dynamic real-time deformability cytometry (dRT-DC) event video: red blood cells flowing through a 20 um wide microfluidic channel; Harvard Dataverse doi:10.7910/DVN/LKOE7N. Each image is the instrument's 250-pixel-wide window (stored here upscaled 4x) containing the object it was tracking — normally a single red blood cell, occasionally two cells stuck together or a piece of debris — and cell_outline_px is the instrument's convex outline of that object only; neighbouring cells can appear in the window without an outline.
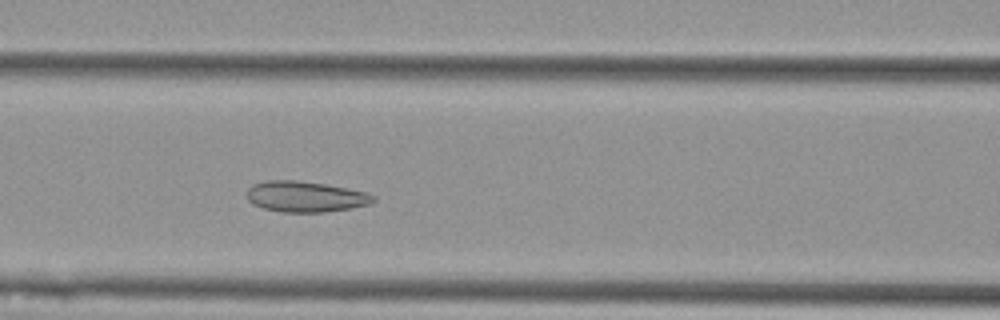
{"species": "Egyptian fruit bat (a non-hibernating species)", "species_latin": "Rousettus aegyptiacus", "temperature_condition": "cold", "stored_images_in_passage": 49, "camera_frame_rate_fps": 3000, "um_per_image_px": 0.085, "animal": {"sex": "female"}, "frame": {"image": 1, "passage_image": 17, "time_ms": 5.333, "image_size_px": [1000, 320], "cell_outline_px": [[376, 200], [368, 204], [352, 208], [324, 212], [280, 212], [264, 208], [252, 204], [248, 200], [248, 188], [252, 184], [264, 180], [296, 180], [324, 184], [368, 192], [376, 196]], "centroid_in_image_um": [25.96, 16.71], "position_along_channel_um": 140.6, "area_um2": 22.77}}
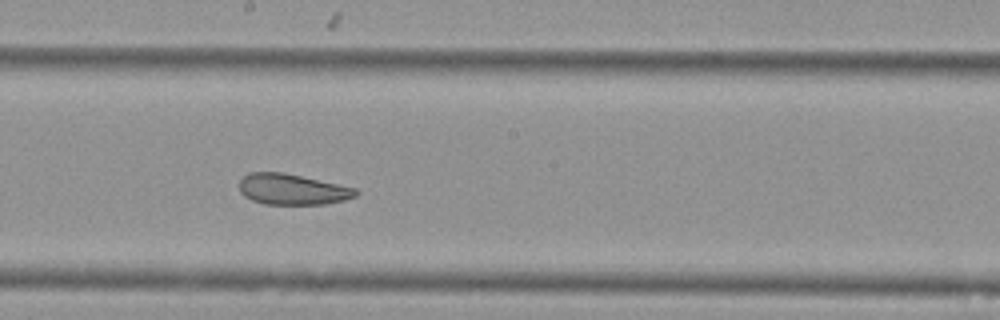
{"frame": {"image": 2, "passage_image": 24, "time_ms": 7.667, "image_size_px": [1000, 320], "cell_outline_px": [[360, 192], [356, 196], [344, 200], [324, 204], [264, 204], [252, 200], [244, 196], [240, 192], [240, 180], [248, 172], [284, 172], [356, 188]], "centroid_in_image_um": [24.84, 16.09], "position_along_channel_um": 223.4, "area_um2": 20.92}}
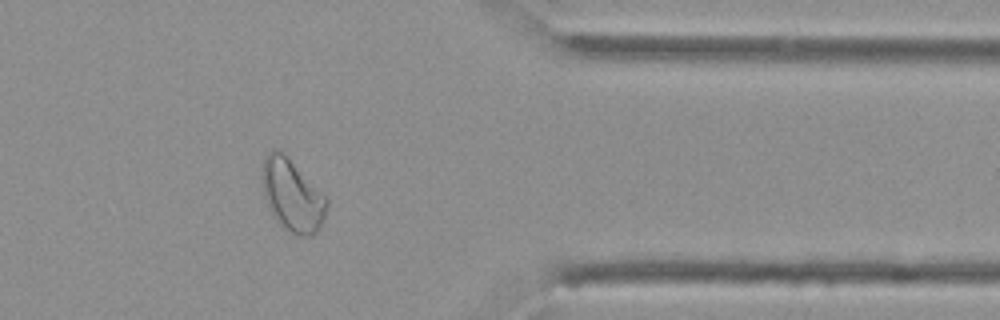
{"frame": {"image": 3, "passage_image": 39, "time_ms": 12.667, "image_size_px": [1000, 320], "cell_outline_px": [[328, 204], [324, 220], [320, 228], [312, 236], [300, 236], [284, 228], [276, 220], [268, 208], [264, 196], [260, 180], [260, 164], [264, 156], [272, 148], [280, 148], [284, 152], [328, 200]], "centroid_in_image_um": [24.78, 16.55], "position_along_channel_um": 386.6, "area_um2": 27.63}, "authors_computed_cell_mechanics": {"area_um2": 25.2008, "velocity_mm_per_s": 3.5733, "shape_relaxation_time_tau1_ms": null, "shape_relaxation_time_tau2_ms": 1.5489, "deformation_change_tau1": null, "deformation_change_tau2": 0.0811}}